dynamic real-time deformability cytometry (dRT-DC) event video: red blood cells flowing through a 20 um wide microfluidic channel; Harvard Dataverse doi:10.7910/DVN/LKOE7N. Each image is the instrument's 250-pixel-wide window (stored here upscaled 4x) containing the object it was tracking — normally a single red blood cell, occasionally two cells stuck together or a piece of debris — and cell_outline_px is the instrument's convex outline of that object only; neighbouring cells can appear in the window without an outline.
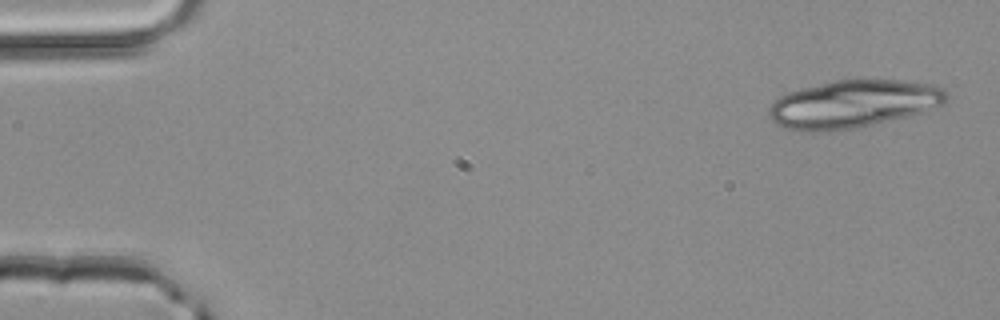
{"species": "common noctule bat (a hibernating species)", "species_latin": "Nyctalus noctula", "temperature_condition": "room temperature", "stored_images_in_passage": 4, "camera_frame_rate_fps": 3000, "um_per_image_px": 0.085, "animal": {"sex": "male", "body_mass_g": 20.4}, "frame": {"image": 1, "passage_image": 1, "time_ms": 0.0, "image_size_px": [1000, 320], "cell_outline_px": [[948, 100], [944, 104], [908, 116], [856, 128], [820, 132], [800, 132], [784, 128], [776, 124], [768, 116], [768, 108], [780, 96], [788, 92], [836, 80], [856, 76], [900, 80], [932, 84], [944, 88], [948, 92]], "centroid_in_image_um": [72.54, 8.81], "position_along_channel_um": 12.5, "area_um2": 50.34}}